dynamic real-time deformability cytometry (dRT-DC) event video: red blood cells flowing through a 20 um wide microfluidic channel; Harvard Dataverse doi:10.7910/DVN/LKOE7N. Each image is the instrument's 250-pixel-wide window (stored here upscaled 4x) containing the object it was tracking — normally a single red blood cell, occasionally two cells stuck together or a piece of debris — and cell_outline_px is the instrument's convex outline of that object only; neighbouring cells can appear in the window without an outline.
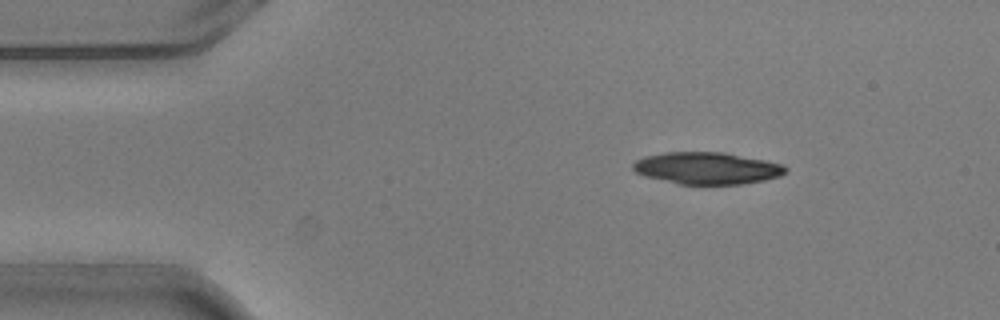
{"species": "common noctule bat (a hibernating species)", "species_latin": "Nyctalus noctula", "temperature_condition": "warm", "stored_images_in_passage": 4, "camera_frame_rate_fps": 3000, "um_per_image_px": 0.085, "animal": {"sex": "male", "body_mass_g": 20.5, "forearm_length_mm": 52.5}, "frame": {"image": 1, "passage_image": 2, "time_ms": 0.333, "image_size_px": [1000, 320], "cell_outline_px": [[788, 168], [780, 176], [764, 180], [740, 184], [680, 184], [644, 176], [636, 172], [632, 168], [632, 164], [636, 160], [644, 156], [664, 152], [724, 152], [764, 160], [780, 164]], "centroid_in_image_um": [60.05, 14.29], "position_along_channel_um": 24.9, "area_um2": 28.26}}